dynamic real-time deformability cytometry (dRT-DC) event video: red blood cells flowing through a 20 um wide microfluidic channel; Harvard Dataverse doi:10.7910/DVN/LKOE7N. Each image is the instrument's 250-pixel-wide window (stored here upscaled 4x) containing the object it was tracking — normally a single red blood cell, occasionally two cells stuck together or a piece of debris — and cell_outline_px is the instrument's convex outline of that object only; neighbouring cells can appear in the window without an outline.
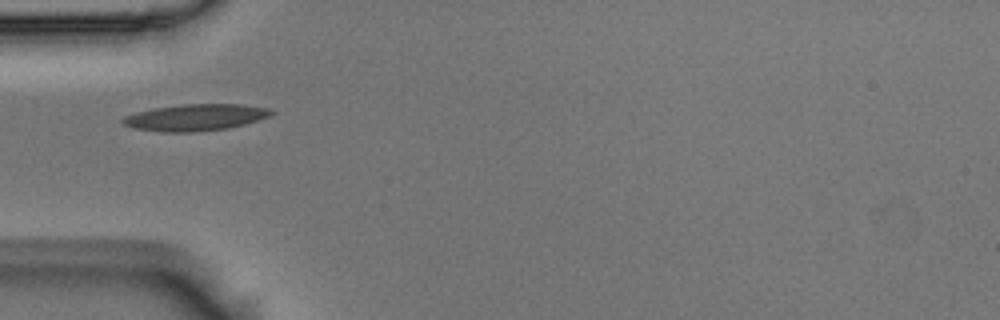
{"species": "Egyptian fruit bat (a non-hibernating species)", "species_latin": "Rousettus aegyptiacus", "temperature_condition": "room temperature", "stored_images_in_passage": 5, "camera_frame_rate_fps": 3000, "um_per_image_px": 0.085, "animal": {"sex": "male"}, "frame": {"image": 1, "passage_image": 1, "time_ms": 0.0, "image_size_px": [1000, 320], "cell_outline_px": [[276, 112], [272, 116], [244, 124], [228, 128], [192, 132], [164, 132], [132, 128], [124, 124], [120, 120], [124, 116], [136, 112], [152, 108], [184, 104], [240, 104], [268, 108]], "centroid_in_image_um": [16.61, 9.98], "position_along_channel_um": 68.4, "area_um2": 23.12}}
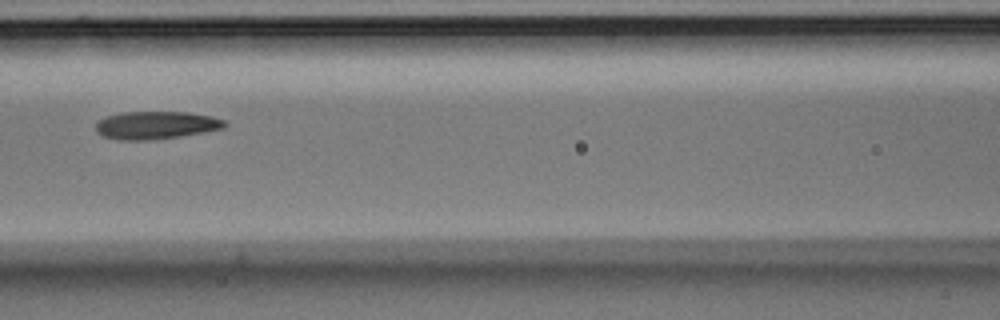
{"frame": {"image": 2, "passage_image": 3, "time_ms": 0.667, "image_size_px": [1000, 320], "cell_outline_px": [[228, 124], [224, 128], [204, 132], [180, 136], [152, 140], [120, 140], [104, 136], [96, 132], [96, 124], [100, 120], [108, 116], [124, 112], [188, 112], [212, 116], [224, 120]], "centroid_in_image_um": [13.29, 10.64], "position_along_channel_um": 153.3, "area_um2": 20.81}}
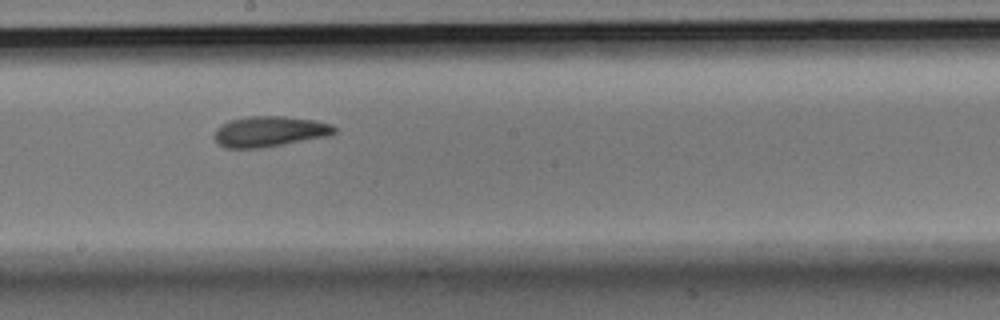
{"frame": {"image": 3, "passage_image": 5, "time_ms": 1.333, "image_size_px": [1000, 320], "cell_outline_px": [[336, 132], [324, 136], [260, 148], [224, 148], [212, 136], [216, 128], [232, 120], [248, 116], [284, 116], [316, 120], [332, 124], [336, 128]], "centroid_in_image_um": [22.88, 11.16], "position_along_channel_um": 225.3, "area_um2": 21.1}}